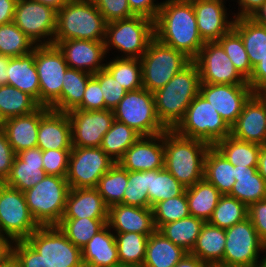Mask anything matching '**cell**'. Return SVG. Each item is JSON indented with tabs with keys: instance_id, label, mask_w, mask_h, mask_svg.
Here are the masks:
<instances>
[{
	"instance_id": "obj_51",
	"label": "cell",
	"mask_w": 266,
	"mask_h": 267,
	"mask_svg": "<svg viewBox=\"0 0 266 267\" xmlns=\"http://www.w3.org/2000/svg\"><path fill=\"white\" fill-rule=\"evenodd\" d=\"M93 77L100 84L105 101V109L113 110L124 98L127 90L105 68L93 74Z\"/></svg>"
},
{
	"instance_id": "obj_30",
	"label": "cell",
	"mask_w": 266,
	"mask_h": 267,
	"mask_svg": "<svg viewBox=\"0 0 266 267\" xmlns=\"http://www.w3.org/2000/svg\"><path fill=\"white\" fill-rule=\"evenodd\" d=\"M235 180L230 197L244 203L251 204L266 199V181L259 174L257 167L235 166Z\"/></svg>"
},
{
	"instance_id": "obj_3",
	"label": "cell",
	"mask_w": 266,
	"mask_h": 267,
	"mask_svg": "<svg viewBox=\"0 0 266 267\" xmlns=\"http://www.w3.org/2000/svg\"><path fill=\"white\" fill-rule=\"evenodd\" d=\"M201 79L192 61L165 86L153 93L158 119L167 129H173L200 92Z\"/></svg>"
},
{
	"instance_id": "obj_62",
	"label": "cell",
	"mask_w": 266,
	"mask_h": 267,
	"mask_svg": "<svg viewBox=\"0 0 266 267\" xmlns=\"http://www.w3.org/2000/svg\"><path fill=\"white\" fill-rule=\"evenodd\" d=\"M13 241L0 234V265L4 264L12 256Z\"/></svg>"
},
{
	"instance_id": "obj_6",
	"label": "cell",
	"mask_w": 266,
	"mask_h": 267,
	"mask_svg": "<svg viewBox=\"0 0 266 267\" xmlns=\"http://www.w3.org/2000/svg\"><path fill=\"white\" fill-rule=\"evenodd\" d=\"M69 190L66 177L45 175L35 186L23 192L29 211L39 226H57L60 223Z\"/></svg>"
},
{
	"instance_id": "obj_9",
	"label": "cell",
	"mask_w": 266,
	"mask_h": 267,
	"mask_svg": "<svg viewBox=\"0 0 266 267\" xmlns=\"http://www.w3.org/2000/svg\"><path fill=\"white\" fill-rule=\"evenodd\" d=\"M112 111L115 120L126 124L141 136H153L167 130L156 114L153 93L144 87L127 91Z\"/></svg>"
},
{
	"instance_id": "obj_65",
	"label": "cell",
	"mask_w": 266,
	"mask_h": 267,
	"mask_svg": "<svg viewBox=\"0 0 266 267\" xmlns=\"http://www.w3.org/2000/svg\"><path fill=\"white\" fill-rule=\"evenodd\" d=\"M10 57L0 55V85L8 84V75L6 72Z\"/></svg>"
},
{
	"instance_id": "obj_64",
	"label": "cell",
	"mask_w": 266,
	"mask_h": 267,
	"mask_svg": "<svg viewBox=\"0 0 266 267\" xmlns=\"http://www.w3.org/2000/svg\"><path fill=\"white\" fill-rule=\"evenodd\" d=\"M257 170L259 174L266 181V145H262L259 156H258V165Z\"/></svg>"
},
{
	"instance_id": "obj_53",
	"label": "cell",
	"mask_w": 266,
	"mask_h": 267,
	"mask_svg": "<svg viewBox=\"0 0 266 267\" xmlns=\"http://www.w3.org/2000/svg\"><path fill=\"white\" fill-rule=\"evenodd\" d=\"M12 256L21 267H52L26 240L13 242Z\"/></svg>"
},
{
	"instance_id": "obj_17",
	"label": "cell",
	"mask_w": 266,
	"mask_h": 267,
	"mask_svg": "<svg viewBox=\"0 0 266 267\" xmlns=\"http://www.w3.org/2000/svg\"><path fill=\"white\" fill-rule=\"evenodd\" d=\"M71 122L72 146L100 147L102 138L115 120L112 110L68 112Z\"/></svg>"
},
{
	"instance_id": "obj_18",
	"label": "cell",
	"mask_w": 266,
	"mask_h": 267,
	"mask_svg": "<svg viewBox=\"0 0 266 267\" xmlns=\"http://www.w3.org/2000/svg\"><path fill=\"white\" fill-rule=\"evenodd\" d=\"M231 127L253 94L249 85L201 83L199 92Z\"/></svg>"
},
{
	"instance_id": "obj_45",
	"label": "cell",
	"mask_w": 266,
	"mask_h": 267,
	"mask_svg": "<svg viewBox=\"0 0 266 267\" xmlns=\"http://www.w3.org/2000/svg\"><path fill=\"white\" fill-rule=\"evenodd\" d=\"M120 264L142 267L149 237L144 234L126 232L114 233Z\"/></svg>"
},
{
	"instance_id": "obj_40",
	"label": "cell",
	"mask_w": 266,
	"mask_h": 267,
	"mask_svg": "<svg viewBox=\"0 0 266 267\" xmlns=\"http://www.w3.org/2000/svg\"><path fill=\"white\" fill-rule=\"evenodd\" d=\"M40 105L29 94L5 84L0 85V113L6 119L31 114Z\"/></svg>"
},
{
	"instance_id": "obj_48",
	"label": "cell",
	"mask_w": 266,
	"mask_h": 267,
	"mask_svg": "<svg viewBox=\"0 0 266 267\" xmlns=\"http://www.w3.org/2000/svg\"><path fill=\"white\" fill-rule=\"evenodd\" d=\"M217 42L222 46L237 71L246 80H248L252 74L253 68L250 64V60L240 34L232 28Z\"/></svg>"
},
{
	"instance_id": "obj_29",
	"label": "cell",
	"mask_w": 266,
	"mask_h": 267,
	"mask_svg": "<svg viewBox=\"0 0 266 267\" xmlns=\"http://www.w3.org/2000/svg\"><path fill=\"white\" fill-rule=\"evenodd\" d=\"M6 72L8 85L29 94L40 105V86L35 67V48L26 55L10 58Z\"/></svg>"
},
{
	"instance_id": "obj_22",
	"label": "cell",
	"mask_w": 266,
	"mask_h": 267,
	"mask_svg": "<svg viewBox=\"0 0 266 267\" xmlns=\"http://www.w3.org/2000/svg\"><path fill=\"white\" fill-rule=\"evenodd\" d=\"M118 163L127 171H146L164 168V133L141 136Z\"/></svg>"
},
{
	"instance_id": "obj_34",
	"label": "cell",
	"mask_w": 266,
	"mask_h": 267,
	"mask_svg": "<svg viewBox=\"0 0 266 267\" xmlns=\"http://www.w3.org/2000/svg\"><path fill=\"white\" fill-rule=\"evenodd\" d=\"M185 191L190 216L208 222L222 194L204 178Z\"/></svg>"
},
{
	"instance_id": "obj_27",
	"label": "cell",
	"mask_w": 266,
	"mask_h": 267,
	"mask_svg": "<svg viewBox=\"0 0 266 267\" xmlns=\"http://www.w3.org/2000/svg\"><path fill=\"white\" fill-rule=\"evenodd\" d=\"M108 212L96 188H70L62 219L108 218Z\"/></svg>"
},
{
	"instance_id": "obj_37",
	"label": "cell",
	"mask_w": 266,
	"mask_h": 267,
	"mask_svg": "<svg viewBox=\"0 0 266 267\" xmlns=\"http://www.w3.org/2000/svg\"><path fill=\"white\" fill-rule=\"evenodd\" d=\"M204 223L199 218L188 216L181 220L164 224L158 231L175 245L182 247L187 252H191Z\"/></svg>"
},
{
	"instance_id": "obj_32",
	"label": "cell",
	"mask_w": 266,
	"mask_h": 267,
	"mask_svg": "<svg viewBox=\"0 0 266 267\" xmlns=\"http://www.w3.org/2000/svg\"><path fill=\"white\" fill-rule=\"evenodd\" d=\"M226 231L205 222L190 252L204 263H221L225 251Z\"/></svg>"
},
{
	"instance_id": "obj_58",
	"label": "cell",
	"mask_w": 266,
	"mask_h": 267,
	"mask_svg": "<svg viewBox=\"0 0 266 267\" xmlns=\"http://www.w3.org/2000/svg\"><path fill=\"white\" fill-rule=\"evenodd\" d=\"M128 4L135 15L145 16L154 21L162 1L159 3L157 0H128Z\"/></svg>"
},
{
	"instance_id": "obj_43",
	"label": "cell",
	"mask_w": 266,
	"mask_h": 267,
	"mask_svg": "<svg viewBox=\"0 0 266 267\" xmlns=\"http://www.w3.org/2000/svg\"><path fill=\"white\" fill-rule=\"evenodd\" d=\"M128 182V171L115 163L98 181L96 189L105 204L110 207L123 204V196Z\"/></svg>"
},
{
	"instance_id": "obj_66",
	"label": "cell",
	"mask_w": 266,
	"mask_h": 267,
	"mask_svg": "<svg viewBox=\"0 0 266 267\" xmlns=\"http://www.w3.org/2000/svg\"><path fill=\"white\" fill-rule=\"evenodd\" d=\"M250 18H252L258 24L266 26V1L258 10L254 12Z\"/></svg>"
},
{
	"instance_id": "obj_46",
	"label": "cell",
	"mask_w": 266,
	"mask_h": 267,
	"mask_svg": "<svg viewBox=\"0 0 266 267\" xmlns=\"http://www.w3.org/2000/svg\"><path fill=\"white\" fill-rule=\"evenodd\" d=\"M36 45L14 22L0 25V55L10 58L26 55Z\"/></svg>"
},
{
	"instance_id": "obj_54",
	"label": "cell",
	"mask_w": 266,
	"mask_h": 267,
	"mask_svg": "<svg viewBox=\"0 0 266 267\" xmlns=\"http://www.w3.org/2000/svg\"><path fill=\"white\" fill-rule=\"evenodd\" d=\"M106 23L127 19L135 14L131 11L128 0H92Z\"/></svg>"
},
{
	"instance_id": "obj_52",
	"label": "cell",
	"mask_w": 266,
	"mask_h": 267,
	"mask_svg": "<svg viewBox=\"0 0 266 267\" xmlns=\"http://www.w3.org/2000/svg\"><path fill=\"white\" fill-rule=\"evenodd\" d=\"M71 150L72 149H49L42 151V162L46 175L66 177Z\"/></svg>"
},
{
	"instance_id": "obj_36",
	"label": "cell",
	"mask_w": 266,
	"mask_h": 267,
	"mask_svg": "<svg viewBox=\"0 0 266 267\" xmlns=\"http://www.w3.org/2000/svg\"><path fill=\"white\" fill-rule=\"evenodd\" d=\"M261 146L235 139L231 135L214 145L232 165L239 167H257Z\"/></svg>"
},
{
	"instance_id": "obj_13",
	"label": "cell",
	"mask_w": 266,
	"mask_h": 267,
	"mask_svg": "<svg viewBox=\"0 0 266 267\" xmlns=\"http://www.w3.org/2000/svg\"><path fill=\"white\" fill-rule=\"evenodd\" d=\"M115 163L100 147L72 146L67 182L70 188H96L100 178Z\"/></svg>"
},
{
	"instance_id": "obj_69",
	"label": "cell",
	"mask_w": 266,
	"mask_h": 267,
	"mask_svg": "<svg viewBox=\"0 0 266 267\" xmlns=\"http://www.w3.org/2000/svg\"><path fill=\"white\" fill-rule=\"evenodd\" d=\"M207 267H239V266L225 265L222 263H212L208 264Z\"/></svg>"
},
{
	"instance_id": "obj_74",
	"label": "cell",
	"mask_w": 266,
	"mask_h": 267,
	"mask_svg": "<svg viewBox=\"0 0 266 267\" xmlns=\"http://www.w3.org/2000/svg\"><path fill=\"white\" fill-rule=\"evenodd\" d=\"M80 267H90V266L82 264Z\"/></svg>"
},
{
	"instance_id": "obj_47",
	"label": "cell",
	"mask_w": 266,
	"mask_h": 267,
	"mask_svg": "<svg viewBox=\"0 0 266 267\" xmlns=\"http://www.w3.org/2000/svg\"><path fill=\"white\" fill-rule=\"evenodd\" d=\"M248 218V207L229 195H222L208 221L221 229H227Z\"/></svg>"
},
{
	"instance_id": "obj_2",
	"label": "cell",
	"mask_w": 266,
	"mask_h": 267,
	"mask_svg": "<svg viewBox=\"0 0 266 267\" xmlns=\"http://www.w3.org/2000/svg\"><path fill=\"white\" fill-rule=\"evenodd\" d=\"M208 143L177 134L173 129L164 132V167L186 188L204 177V162Z\"/></svg>"
},
{
	"instance_id": "obj_14",
	"label": "cell",
	"mask_w": 266,
	"mask_h": 267,
	"mask_svg": "<svg viewBox=\"0 0 266 267\" xmlns=\"http://www.w3.org/2000/svg\"><path fill=\"white\" fill-rule=\"evenodd\" d=\"M26 241L52 267H80L82 252L76 247L58 226H40Z\"/></svg>"
},
{
	"instance_id": "obj_50",
	"label": "cell",
	"mask_w": 266,
	"mask_h": 267,
	"mask_svg": "<svg viewBox=\"0 0 266 267\" xmlns=\"http://www.w3.org/2000/svg\"><path fill=\"white\" fill-rule=\"evenodd\" d=\"M123 204L141 208H150L148 196V170L128 171L127 187Z\"/></svg>"
},
{
	"instance_id": "obj_35",
	"label": "cell",
	"mask_w": 266,
	"mask_h": 267,
	"mask_svg": "<svg viewBox=\"0 0 266 267\" xmlns=\"http://www.w3.org/2000/svg\"><path fill=\"white\" fill-rule=\"evenodd\" d=\"M233 28L240 34L253 68L266 56V26L242 17L235 18Z\"/></svg>"
},
{
	"instance_id": "obj_57",
	"label": "cell",
	"mask_w": 266,
	"mask_h": 267,
	"mask_svg": "<svg viewBox=\"0 0 266 267\" xmlns=\"http://www.w3.org/2000/svg\"><path fill=\"white\" fill-rule=\"evenodd\" d=\"M16 154L4 132H0V183H4L11 172Z\"/></svg>"
},
{
	"instance_id": "obj_55",
	"label": "cell",
	"mask_w": 266,
	"mask_h": 267,
	"mask_svg": "<svg viewBox=\"0 0 266 267\" xmlns=\"http://www.w3.org/2000/svg\"><path fill=\"white\" fill-rule=\"evenodd\" d=\"M80 110H105V101L99 82L92 76L86 85L82 103L76 108Z\"/></svg>"
},
{
	"instance_id": "obj_16",
	"label": "cell",
	"mask_w": 266,
	"mask_h": 267,
	"mask_svg": "<svg viewBox=\"0 0 266 267\" xmlns=\"http://www.w3.org/2000/svg\"><path fill=\"white\" fill-rule=\"evenodd\" d=\"M199 70L201 83L249 85L217 42H205L193 60Z\"/></svg>"
},
{
	"instance_id": "obj_61",
	"label": "cell",
	"mask_w": 266,
	"mask_h": 267,
	"mask_svg": "<svg viewBox=\"0 0 266 267\" xmlns=\"http://www.w3.org/2000/svg\"><path fill=\"white\" fill-rule=\"evenodd\" d=\"M17 0H0V25L13 22Z\"/></svg>"
},
{
	"instance_id": "obj_41",
	"label": "cell",
	"mask_w": 266,
	"mask_h": 267,
	"mask_svg": "<svg viewBox=\"0 0 266 267\" xmlns=\"http://www.w3.org/2000/svg\"><path fill=\"white\" fill-rule=\"evenodd\" d=\"M108 222V218L61 219L57 225L69 241L82 249Z\"/></svg>"
},
{
	"instance_id": "obj_42",
	"label": "cell",
	"mask_w": 266,
	"mask_h": 267,
	"mask_svg": "<svg viewBox=\"0 0 266 267\" xmlns=\"http://www.w3.org/2000/svg\"><path fill=\"white\" fill-rule=\"evenodd\" d=\"M105 69L127 91L137 90L143 87L142 65L137 58L113 57L106 61Z\"/></svg>"
},
{
	"instance_id": "obj_23",
	"label": "cell",
	"mask_w": 266,
	"mask_h": 267,
	"mask_svg": "<svg viewBox=\"0 0 266 267\" xmlns=\"http://www.w3.org/2000/svg\"><path fill=\"white\" fill-rule=\"evenodd\" d=\"M107 224L113 233L134 232L149 237L156 230L152 209L125 204L109 207Z\"/></svg>"
},
{
	"instance_id": "obj_67",
	"label": "cell",
	"mask_w": 266,
	"mask_h": 267,
	"mask_svg": "<svg viewBox=\"0 0 266 267\" xmlns=\"http://www.w3.org/2000/svg\"><path fill=\"white\" fill-rule=\"evenodd\" d=\"M32 1L42 3L58 12L69 0H32Z\"/></svg>"
},
{
	"instance_id": "obj_44",
	"label": "cell",
	"mask_w": 266,
	"mask_h": 267,
	"mask_svg": "<svg viewBox=\"0 0 266 267\" xmlns=\"http://www.w3.org/2000/svg\"><path fill=\"white\" fill-rule=\"evenodd\" d=\"M92 76L72 68L66 70L61 90V112L68 113L82 103L87 82Z\"/></svg>"
},
{
	"instance_id": "obj_63",
	"label": "cell",
	"mask_w": 266,
	"mask_h": 267,
	"mask_svg": "<svg viewBox=\"0 0 266 267\" xmlns=\"http://www.w3.org/2000/svg\"><path fill=\"white\" fill-rule=\"evenodd\" d=\"M174 267H207V264L188 252Z\"/></svg>"
},
{
	"instance_id": "obj_5",
	"label": "cell",
	"mask_w": 266,
	"mask_h": 267,
	"mask_svg": "<svg viewBox=\"0 0 266 267\" xmlns=\"http://www.w3.org/2000/svg\"><path fill=\"white\" fill-rule=\"evenodd\" d=\"M154 38V21L145 16L134 15L106 23L104 45L108 58L110 51L115 49L114 52L118 51L117 58L140 59Z\"/></svg>"
},
{
	"instance_id": "obj_71",
	"label": "cell",
	"mask_w": 266,
	"mask_h": 267,
	"mask_svg": "<svg viewBox=\"0 0 266 267\" xmlns=\"http://www.w3.org/2000/svg\"><path fill=\"white\" fill-rule=\"evenodd\" d=\"M114 267H140V266H137V265H129V264H118Z\"/></svg>"
},
{
	"instance_id": "obj_56",
	"label": "cell",
	"mask_w": 266,
	"mask_h": 267,
	"mask_svg": "<svg viewBox=\"0 0 266 267\" xmlns=\"http://www.w3.org/2000/svg\"><path fill=\"white\" fill-rule=\"evenodd\" d=\"M248 218L260 240L266 245V199L257 201L248 207Z\"/></svg>"
},
{
	"instance_id": "obj_11",
	"label": "cell",
	"mask_w": 266,
	"mask_h": 267,
	"mask_svg": "<svg viewBox=\"0 0 266 267\" xmlns=\"http://www.w3.org/2000/svg\"><path fill=\"white\" fill-rule=\"evenodd\" d=\"M225 231L226 242L222 264L263 267L264 255L261 256V254L265 252V244L260 240L249 218L236 223Z\"/></svg>"
},
{
	"instance_id": "obj_60",
	"label": "cell",
	"mask_w": 266,
	"mask_h": 267,
	"mask_svg": "<svg viewBox=\"0 0 266 267\" xmlns=\"http://www.w3.org/2000/svg\"><path fill=\"white\" fill-rule=\"evenodd\" d=\"M238 3V10L233 13L235 18L251 17L266 0H231Z\"/></svg>"
},
{
	"instance_id": "obj_39",
	"label": "cell",
	"mask_w": 266,
	"mask_h": 267,
	"mask_svg": "<svg viewBox=\"0 0 266 267\" xmlns=\"http://www.w3.org/2000/svg\"><path fill=\"white\" fill-rule=\"evenodd\" d=\"M141 135L124 123L114 120L102 138L100 148L116 163Z\"/></svg>"
},
{
	"instance_id": "obj_21",
	"label": "cell",
	"mask_w": 266,
	"mask_h": 267,
	"mask_svg": "<svg viewBox=\"0 0 266 267\" xmlns=\"http://www.w3.org/2000/svg\"><path fill=\"white\" fill-rule=\"evenodd\" d=\"M235 139L266 145V100L261 94H252L231 126Z\"/></svg>"
},
{
	"instance_id": "obj_59",
	"label": "cell",
	"mask_w": 266,
	"mask_h": 267,
	"mask_svg": "<svg viewBox=\"0 0 266 267\" xmlns=\"http://www.w3.org/2000/svg\"><path fill=\"white\" fill-rule=\"evenodd\" d=\"M247 83L252 88L253 94H262L266 91V56L253 67Z\"/></svg>"
},
{
	"instance_id": "obj_4",
	"label": "cell",
	"mask_w": 266,
	"mask_h": 267,
	"mask_svg": "<svg viewBox=\"0 0 266 267\" xmlns=\"http://www.w3.org/2000/svg\"><path fill=\"white\" fill-rule=\"evenodd\" d=\"M106 22L92 0H69L58 12L53 41H105Z\"/></svg>"
},
{
	"instance_id": "obj_25",
	"label": "cell",
	"mask_w": 266,
	"mask_h": 267,
	"mask_svg": "<svg viewBox=\"0 0 266 267\" xmlns=\"http://www.w3.org/2000/svg\"><path fill=\"white\" fill-rule=\"evenodd\" d=\"M37 147L42 151L72 149L71 122L68 113L50 109L40 119Z\"/></svg>"
},
{
	"instance_id": "obj_68",
	"label": "cell",
	"mask_w": 266,
	"mask_h": 267,
	"mask_svg": "<svg viewBox=\"0 0 266 267\" xmlns=\"http://www.w3.org/2000/svg\"><path fill=\"white\" fill-rule=\"evenodd\" d=\"M0 267H21V266L15 260V258L11 256L4 264L0 265Z\"/></svg>"
},
{
	"instance_id": "obj_15",
	"label": "cell",
	"mask_w": 266,
	"mask_h": 267,
	"mask_svg": "<svg viewBox=\"0 0 266 267\" xmlns=\"http://www.w3.org/2000/svg\"><path fill=\"white\" fill-rule=\"evenodd\" d=\"M57 11L32 0H17L13 22L35 45L53 44Z\"/></svg>"
},
{
	"instance_id": "obj_8",
	"label": "cell",
	"mask_w": 266,
	"mask_h": 267,
	"mask_svg": "<svg viewBox=\"0 0 266 267\" xmlns=\"http://www.w3.org/2000/svg\"><path fill=\"white\" fill-rule=\"evenodd\" d=\"M140 61L143 87L152 93L165 86L192 62L182 52L159 42L156 38L150 42Z\"/></svg>"
},
{
	"instance_id": "obj_26",
	"label": "cell",
	"mask_w": 266,
	"mask_h": 267,
	"mask_svg": "<svg viewBox=\"0 0 266 267\" xmlns=\"http://www.w3.org/2000/svg\"><path fill=\"white\" fill-rule=\"evenodd\" d=\"M50 110L40 106L31 114L11 117L5 120L4 134L15 154L37 147L40 119Z\"/></svg>"
},
{
	"instance_id": "obj_31",
	"label": "cell",
	"mask_w": 266,
	"mask_h": 267,
	"mask_svg": "<svg viewBox=\"0 0 266 267\" xmlns=\"http://www.w3.org/2000/svg\"><path fill=\"white\" fill-rule=\"evenodd\" d=\"M188 252L175 245L158 230L148 239L142 267H174Z\"/></svg>"
},
{
	"instance_id": "obj_73",
	"label": "cell",
	"mask_w": 266,
	"mask_h": 267,
	"mask_svg": "<svg viewBox=\"0 0 266 267\" xmlns=\"http://www.w3.org/2000/svg\"><path fill=\"white\" fill-rule=\"evenodd\" d=\"M263 98L266 100V91H264L262 94Z\"/></svg>"
},
{
	"instance_id": "obj_20",
	"label": "cell",
	"mask_w": 266,
	"mask_h": 267,
	"mask_svg": "<svg viewBox=\"0 0 266 267\" xmlns=\"http://www.w3.org/2000/svg\"><path fill=\"white\" fill-rule=\"evenodd\" d=\"M53 44L61 51L69 68L91 74L105 68L108 56L104 42L71 39L53 41Z\"/></svg>"
},
{
	"instance_id": "obj_7",
	"label": "cell",
	"mask_w": 266,
	"mask_h": 267,
	"mask_svg": "<svg viewBox=\"0 0 266 267\" xmlns=\"http://www.w3.org/2000/svg\"><path fill=\"white\" fill-rule=\"evenodd\" d=\"M173 130L181 136L202 140L211 146L231 134V127L200 93Z\"/></svg>"
},
{
	"instance_id": "obj_24",
	"label": "cell",
	"mask_w": 266,
	"mask_h": 267,
	"mask_svg": "<svg viewBox=\"0 0 266 267\" xmlns=\"http://www.w3.org/2000/svg\"><path fill=\"white\" fill-rule=\"evenodd\" d=\"M45 175L42 150L38 147L29 148L16 154L10 175L4 183L24 192L40 182Z\"/></svg>"
},
{
	"instance_id": "obj_70",
	"label": "cell",
	"mask_w": 266,
	"mask_h": 267,
	"mask_svg": "<svg viewBox=\"0 0 266 267\" xmlns=\"http://www.w3.org/2000/svg\"><path fill=\"white\" fill-rule=\"evenodd\" d=\"M5 126V118L0 113V132H3Z\"/></svg>"
},
{
	"instance_id": "obj_12",
	"label": "cell",
	"mask_w": 266,
	"mask_h": 267,
	"mask_svg": "<svg viewBox=\"0 0 266 267\" xmlns=\"http://www.w3.org/2000/svg\"><path fill=\"white\" fill-rule=\"evenodd\" d=\"M39 227L29 211L24 193L0 183V234L13 242L26 240Z\"/></svg>"
},
{
	"instance_id": "obj_28",
	"label": "cell",
	"mask_w": 266,
	"mask_h": 267,
	"mask_svg": "<svg viewBox=\"0 0 266 267\" xmlns=\"http://www.w3.org/2000/svg\"><path fill=\"white\" fill-rule=\"evenodd\" d=\"M82 262L90 267H114L118 264L115 234L106 224L81 249Z\"/></svg>"
},
{
	"instance_id": "obj_33",
	"label": "cell",
	"mask_w": 266,
	"mask_h": 267,
	"mask_svg": "<svg viewBox=\"0 0 266 267\" xmlns=\"http://www.w3.org/2000/svg\"><path fill=\"white\" fill-rule=\"evenodd\" d=\"M235 166L214 146L207 151L204 162V179L214 185L222 195H228L235 180Z\"/></svg>"
},
{
	"instance_id": "obj_19",
	"label": "cell",
	"mask_w": 266,
	"mask_h": 267,
	"mask_svg": "<svg viewBox=\"0 0 266 267\" xmlns=\"http://www.w3.org/2000/svg\"><path fill=\"white\" fill-rule=\"evenodd\" d=\"M191 1L195 11L197 29L204 42L218 41L224 34L233 28L235 21V16L233 14L234 12H232V9L229 10V8L226 7L225 1Z\"/></svg>"
},
{
	"instance_id": "obj_49",
	"label": "cell",
	"mask_w": 266,
	"mask_h": 267,
	"mask_svg": "<svg viewBox=\"0 0 266 267\" xmlns=\"http://www.w3.org/2000/svg\"><path fill=\"white\" fill-rule=\"evenodd\" d=\"M152 210L156 230L164 224L190 216L186 191L177 197L158 202Z\"/></svg>"
},
{
	"instance_id": "obj_1",
	"label": "cell",
	"mask_w": 266,
	"mask_h": 267,
	"mask_svg": "<svg viewBox=\"0 0 266 267\" xmlns=\"http://www.w3.org/2000/svg\"><path fill=\"white\" fill-rule=\"evenodd\" d=\"M155 38L192 61L205 44L199 35L191 0H163L154 20Z\"/></svg>"
},
{
	"instance_id": "obj_38",
	"label": "cell",
	"mask_w": 266,
	"mask_h": 267,
	"mask_svg": "<svg viewBox=\"0 0 266 267\" xmlns=\"http://www.w3.org/2000/svg\"><path fill=\"white\" fill-rule=\"evenodd\" d=\"M182 185L165 167L148 170V196L150 209L158 202L177 197L185 191Z\"/></svg>"
},
{
	"instance_id": "obj_72",
	"label": "cell",
	"mask_w": 266,
	"mask_h": 267,
	"mask_svg": "<svg viewBox=\"0 0 266 267\" xmlns=\"http://www.w3.org/2000/svg\"><path fill=\"white\" fill-rule=\"evenodd\" d=\"M264 264H263V267H266V245H265V253H264Z\"/></svg>"
},
{
	"instance_id": "obj_10",
	"label": "cell",
	"mask_w": 266,
	"mask_h": 267,
	"mask_svg": "<svg viewBox=\"0 0 266 267\" xmlns=\"http://www.w3.org/2000/svg\"><path fill=\"white\" fill-rule=\"evenodd\" d=\"M35 67L39 77L40 106L61 112L63 77L69 68L56 45H36Z\"/></svg>"
}]
</instances>
